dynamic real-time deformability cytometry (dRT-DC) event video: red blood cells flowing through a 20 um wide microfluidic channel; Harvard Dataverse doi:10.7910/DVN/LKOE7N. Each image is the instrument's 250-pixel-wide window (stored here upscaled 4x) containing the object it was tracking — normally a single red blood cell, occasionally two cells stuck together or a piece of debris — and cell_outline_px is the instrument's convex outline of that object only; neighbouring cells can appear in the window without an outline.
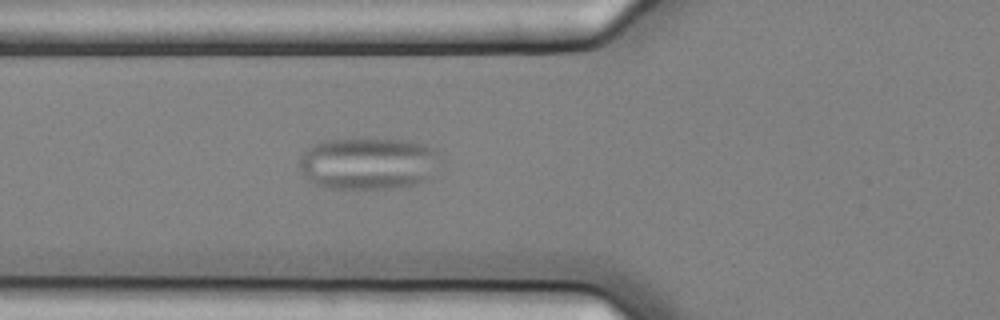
{"species": "common noctule bat (a hibernating species)", "species_latin": "Nyctalus noctula", "temperature_condition": "cold", "stored_images_in_passage": 2, "camera_frame_rate_fps": 3000, "um_per_image_px": 0.085, "animal": {"sex": "female", "body_mass_g": 25.1}, "frame": {"image": 1, "passage_image": 2, "time_ms": 0.333, "image_size_px": [1000, 320], "cell_outline_px": [[436, 152], [432, 180], [416, 184], [392, 188], [328, 188], [316, 184], [308, 180], [300, 168], [300, 160], [304, 152], [312, 144], [320, 140], [404, 140], [424, 144], [432, 148]], "centroid_in_image_um": [31.27, 13.91], "position_along_channel_um": 94.5, "area_um2": 42.19}}